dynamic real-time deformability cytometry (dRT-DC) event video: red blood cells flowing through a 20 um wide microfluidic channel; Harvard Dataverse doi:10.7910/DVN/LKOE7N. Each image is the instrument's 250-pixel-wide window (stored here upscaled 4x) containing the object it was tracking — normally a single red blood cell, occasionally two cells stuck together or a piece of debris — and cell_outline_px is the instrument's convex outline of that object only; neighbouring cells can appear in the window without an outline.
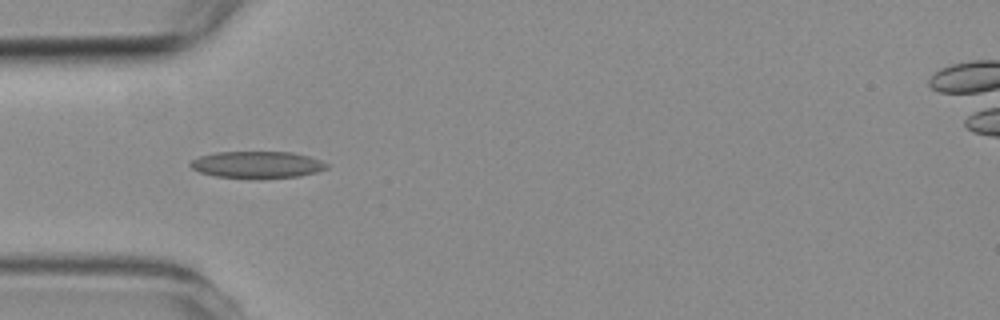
{"species": "common noctule bat (a hibernating species)", "species_latin": "Nyctalus noctula", "temperature_condition": "room temperature", "stored_images_in_passage": 6, "camera_frame_rate_fps": 3000, "um_per_image_px": 0.085, "animal": {"sex": "female", "body_mass_g": 19.3, "forearm_length_mm": 54.1}, "frame": {"image": 1, "passage_image": 4, "time_ms": 3.333, "image_size_px": [1000, 320], "cell_outline_px": [[328, 168], [316, 172], [300, 176], [260, 180], [216, 176], [200, 172], [192, 168], [188, 164], [192, 160], [200, 156], [216, 152], [292, 152], [308, 156], [320, 160], [328, 164]], "centroid_in_image_um": [21.87, 14.02], "position_along_channel_um": 63.1, "area_um2": 21.68}}
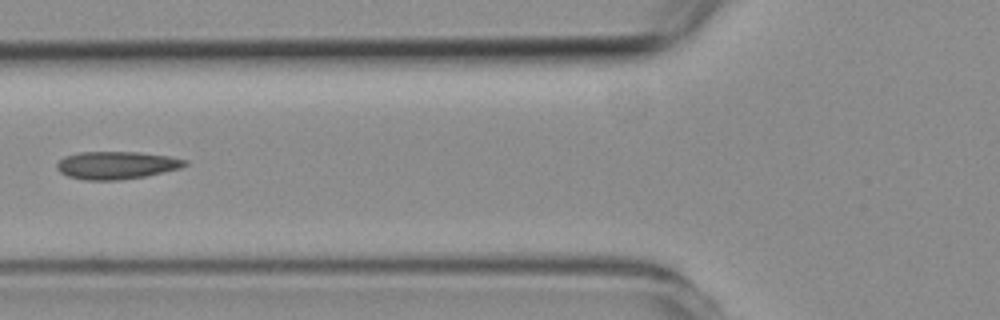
{"frame": {"image": 2, "passage_image": 5, "time_ms": 4.667, "image_size_px": [1000, 320], "cell_outline_px": [[188, 164], [180, 168], [144, 176], [120, 180], [84, 180], [68, 176], [60, 172], [56, 168], [56, 164], [64, 156], [80, 152], [140, 152], [168, 156], [188, 160]], "centroid_in_image_um": [9.88, 14.04], "position_along_channel_um": 115.9, "area_um2": 20.63}}
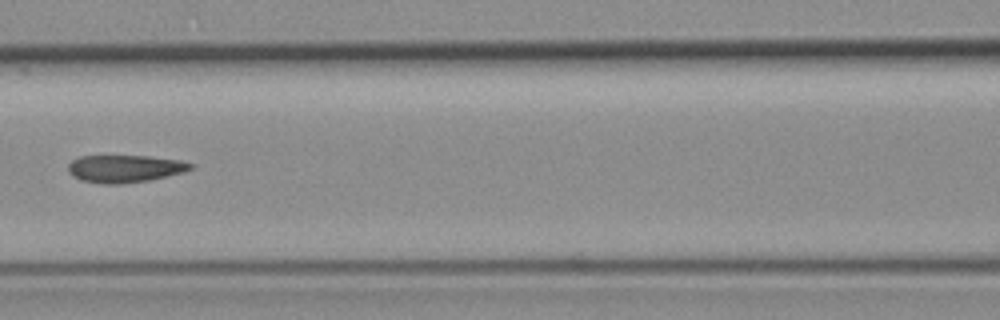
{"frame": {"image": 3, "passage_image": 6, "time_ms": 5.667, "image_size_px": [1000, 320], "cell_outline_px": [[196, 164], [192, 168], [184, 172], [168, 176], [148, 180], [120, 184], [104, 184], [80, 180], [72, 176], [68, 172], [68, 164], [72, 160], [80, 156], [148, 156], [180, 160]], "centroid_in_image_um": [10.61, 14.33], "position_along_channel_um": 156.0, "area_um2": 19.71}}